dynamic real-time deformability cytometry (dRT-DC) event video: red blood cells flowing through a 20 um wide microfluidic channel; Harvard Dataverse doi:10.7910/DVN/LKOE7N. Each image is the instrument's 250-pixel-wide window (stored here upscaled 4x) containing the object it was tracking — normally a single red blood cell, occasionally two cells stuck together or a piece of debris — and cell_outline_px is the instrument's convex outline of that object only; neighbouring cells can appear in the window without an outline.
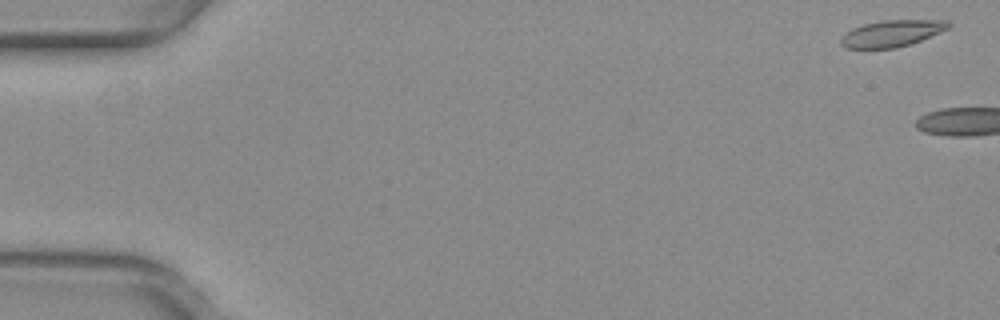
{"species": "common noctule bat (a hibernating species)", "species_latin": "Nyctalus noctula", "temperature_condition": "warm", "stored_images_in_passage": 5, "camera_frame_rate_fps": 3000, "um_per_image_px": 0.085, "animal": {"sex": "female", "body_mass_g": 29.2, "forearm_length_mm": 56.3}, "frame": {"image": 1, "passage_image": 2, "time_ms": 0.333, "image_size_px": [1000, 320], "cell_outline_px": [[952, 24], [948, 28], [940, 32], [920, 40], [896, 48], [844, 48], [840, 44], [840, 36], [852, 28], [864, 24], [880, 20], [948, 20]], "centroid_in_image_um": [75.76, 2.83], "position_along_channel_um": 9.2, "area_um2": 16.65}}